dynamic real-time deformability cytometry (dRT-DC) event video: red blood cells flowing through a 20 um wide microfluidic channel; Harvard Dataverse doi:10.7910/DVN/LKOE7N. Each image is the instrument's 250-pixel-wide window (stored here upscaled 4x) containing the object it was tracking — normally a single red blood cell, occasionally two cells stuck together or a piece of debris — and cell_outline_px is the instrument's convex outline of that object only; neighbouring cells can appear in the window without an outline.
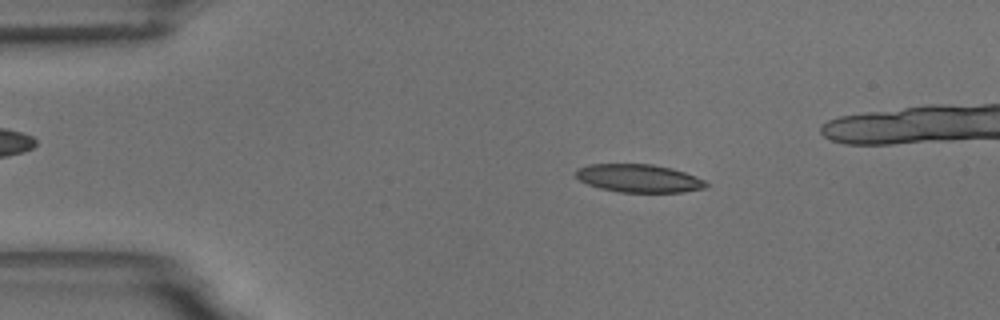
{"species": "common noctule bat (a hibernating species)", "species_latin": "Nyctalus noctula", "temperature_condition": "room temperature", "stored_images_in_passage": 49, "camera_frame_rate_fps": 3000, "um_per_image_px": 0.085, "animal": {"sex": "male", "body_mass_g": 18.8}, "frame": {"image": 1, "passage_image": 10, "time_ms": 3.0, "image_size_px": [1000, 320], "cell_outline_px": [[708, 188], [684, 192], [620, 192], [600, 188], [588, 184], [580, 180], [576, 176], [576, 172], [580, 168], [588, 164], [652, 164], [672, 168], [696, 176], [704, 180], [708, 184]], "centroid_in_image_um": [54.35, 15.16], "position_along_channel_um": 30.7, "area_um2": 21.27}}
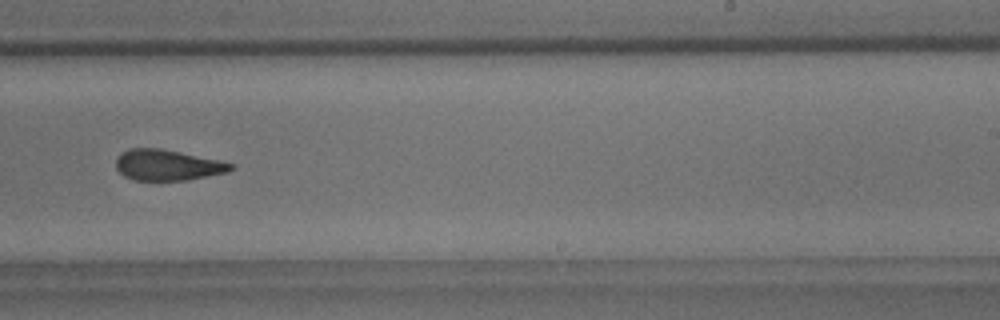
{"frame": {"image": 2, "passage_image": 34, "time_ms": 11.0, "image_size_px": [1000, 320], "cell_outline_px": [[236, 168], [228, 172], [188, 180], [136, 180], [124, 176], [116, 168], [116, 160], [128, 148], [160, 148], [220, 160], [236, 164]], "centroid_in_image_um": [14.3, 14.03], "position_along_channel_um": 274.7, "area_um2": 20.63}}
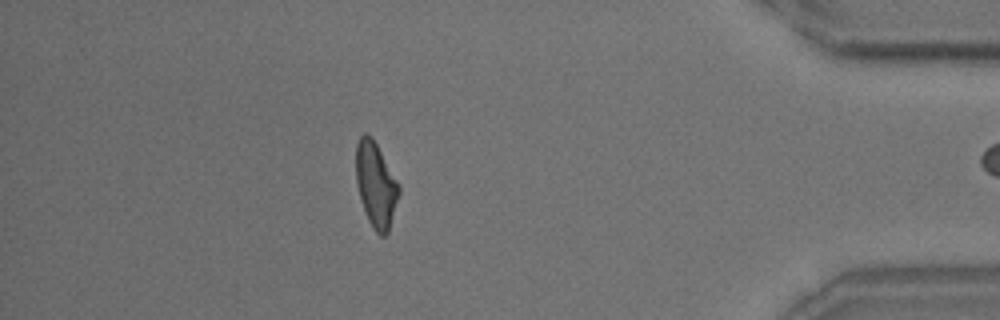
{"frame": {"image": 3, "passage_image": 48, "time_ms": 15.667, "image_size_px": [1000, 320], "cell_outline_px": [[400, 192], [388, 232], [384, 236], [380, 236], [376, 232], [368, 220], [356, 184], [356, 144], [360, 136], [364, 132], [368, 132], [372, 136], [400, 184]], "centroid_in_image_um": [31.95, 15.66], "position_along_channel_um": 403.2, "area_um2": 21.33}}